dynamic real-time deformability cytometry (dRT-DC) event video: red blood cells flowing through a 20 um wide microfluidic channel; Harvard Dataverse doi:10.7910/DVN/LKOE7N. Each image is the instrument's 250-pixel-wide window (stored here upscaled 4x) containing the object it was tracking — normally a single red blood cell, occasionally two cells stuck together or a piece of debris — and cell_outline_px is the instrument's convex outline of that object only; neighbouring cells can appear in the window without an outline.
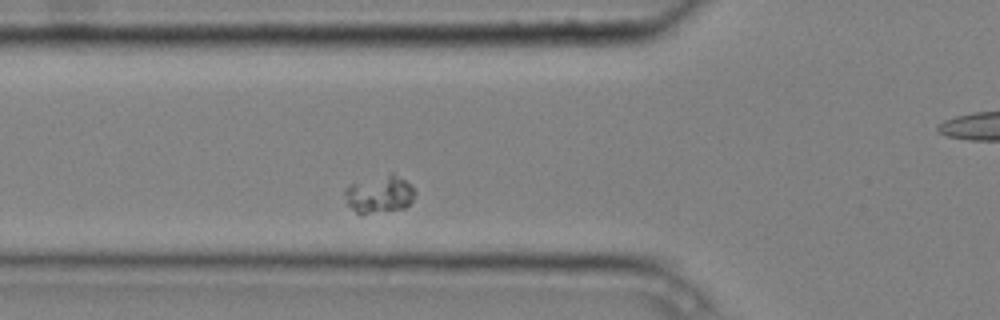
{"species": "common noctule bat (a hibernating species)", "species_latin": "Nyctalus noctula", "temperature_condition": "cold", "stored_images_in_passage": 5, "segment_of_instrument_passage": [1, 2], "camera_frame_rate_fps": 3000, "um_per_image_px": 0.085, "animal": {"sex": "male", "body_mass_g": 20.4}, "frame": {"image": 1, "passage_image": 4, "time_ms": 1.0, "image_size_px": [1000, 320], "cell_outline_px": [[416, 192], [412, 200], [404, 208], [360, 216], [348, 204], [344, 192], [344, 188], [348, 184], [392, 172], [404, 180]], "centroid_in_image_um": [32.21, 16.53], "position_along_channel_um": 93.6, "area_um2": 15.43}}